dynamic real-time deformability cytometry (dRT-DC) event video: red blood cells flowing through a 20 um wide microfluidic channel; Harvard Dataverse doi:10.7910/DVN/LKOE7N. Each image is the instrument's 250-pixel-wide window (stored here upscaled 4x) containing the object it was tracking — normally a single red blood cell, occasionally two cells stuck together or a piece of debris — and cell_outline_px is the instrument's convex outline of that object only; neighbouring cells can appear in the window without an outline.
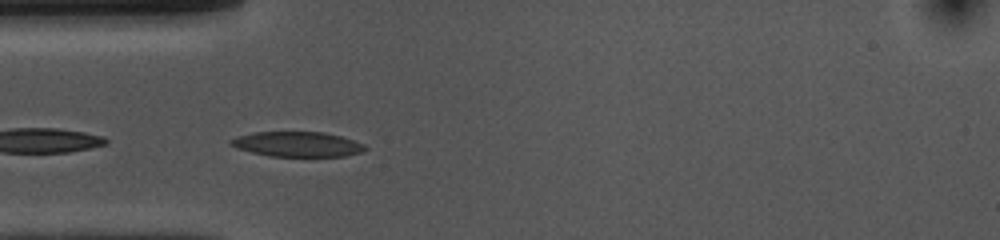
{"species": "common noctule bat (a hibernating species)", "species_latin": "Nyctalus noctula", "temperature_condition": "cold", "stored_images_in_passage": 9, "camera_frame_rate_fps": 3000, "um_per_image_px": 0.085, "animal": {"sex": "female", "body_mass_g": 10.0, "forearm_length_mm": 53.1}, "frame": {"image": 1, "passage_image": 2, "time_ms": 0.333, "image_size_px": [1000, 240], "cell_outline_px": [[368, 148], [360, 152], [344, 156], [268, 156], [236, 148], [228, 144], [228, 140], [236, 136], [256, 132], [324, 132], [340, 136], [364, 144]], "centroid_in_image_um": [25.22, 12.25], "position_along_channel_um": 59.8, "area_um2": 19.54}}
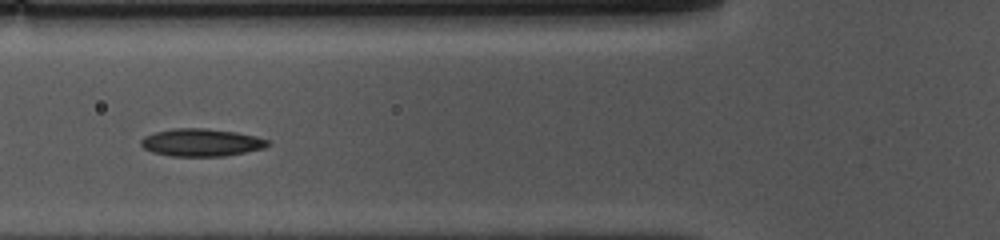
{"frame": {"image": 2, "passage_image": 6, "time_ms": 1.667, "image_size_px": [1000, 240], "cell_outline_px": [[272, 144], [264, 148], [224, 156], [172, 156], [152, 152], [144, 148], [140, 144], [140, 140], [144, 136], [156, 132], [172, 128], [208, 128], [236, 132], [256, 136], [268, 140]], "centroid_in_image_um": [17.11, 12.1], "position_along_channel_um": 108.7, "area_um2": 20.46}}